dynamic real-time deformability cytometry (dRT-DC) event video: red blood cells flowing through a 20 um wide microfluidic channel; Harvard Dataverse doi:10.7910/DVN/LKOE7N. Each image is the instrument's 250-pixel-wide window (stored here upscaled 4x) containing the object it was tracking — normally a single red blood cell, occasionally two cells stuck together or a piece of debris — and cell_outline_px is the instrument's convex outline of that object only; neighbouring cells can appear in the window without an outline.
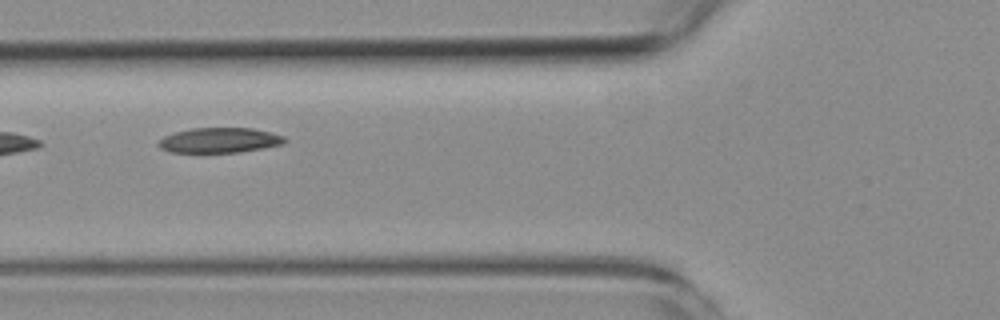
{"species": "common noctule bat (a hibernating species)", "species_latin": "Nyctalus noctula", "temperature_condition": "room temperature", "stored_images_in_passage": 6, "camera_frame_rate_fps": 3000, "um_per_image_px": 0.085, "animal": {"sex": "female", "body_mass_g": 19.3, "forearm_length_mm": 54.1}, "frame": {"image": 1, "passage_image": 6, "time_ms": 6.0, "image_size_px": [1000, 320], "cell_outline_px": [[288, 140], [284, 144], [264, 148], [240, 152], [172, 152], [160, 148], [156, 144], [164, 136], [176, 132], [192, 128], [252, 128], [284, 136]], "centroid_in_image_um": [18.68, 11.92], "position_along_channel_um": 107.1, "area_um2": 18.38}}